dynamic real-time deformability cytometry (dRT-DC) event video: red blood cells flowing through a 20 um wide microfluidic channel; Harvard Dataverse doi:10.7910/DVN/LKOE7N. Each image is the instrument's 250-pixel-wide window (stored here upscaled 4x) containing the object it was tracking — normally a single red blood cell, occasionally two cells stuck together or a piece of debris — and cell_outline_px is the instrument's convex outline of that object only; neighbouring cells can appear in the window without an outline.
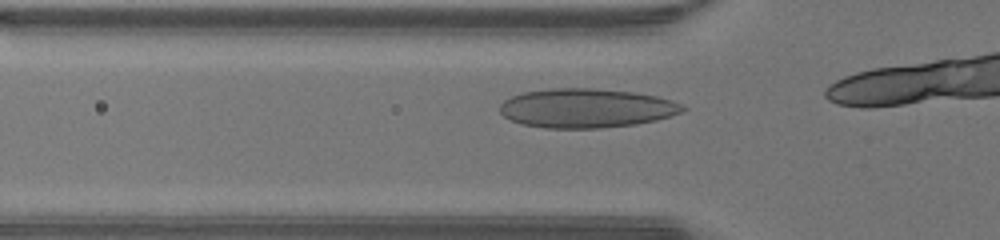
{"species": "human", "species_latin": "Homo sapiens", "temperature_condition": "warm", "stored_images_in_passage": 10, "camera_frame_rate_fps": 3000, "um_per_image_px": 0.085, "donor": {"sex": "male"}, "frame": {"image": 1, "passage_image": 6, "time_ms": 1.667, "image_size_px": [1000, 240], "cell_outline_px": [[688, 108], [680, 112], [656, 120], [636, 124], [600, 128], [544, 128], [520, 124], [504, 116], [500, 112], [500, 104], [504, 100], [512, 96], [524, 92], [552, 88], [596, 88], [632, 92], [656, 96], [672, 100]], "centroid_in_image_um": [49.81, 9.19], "position_along_channel_um": 76.0, "area_um2": 41.67}}
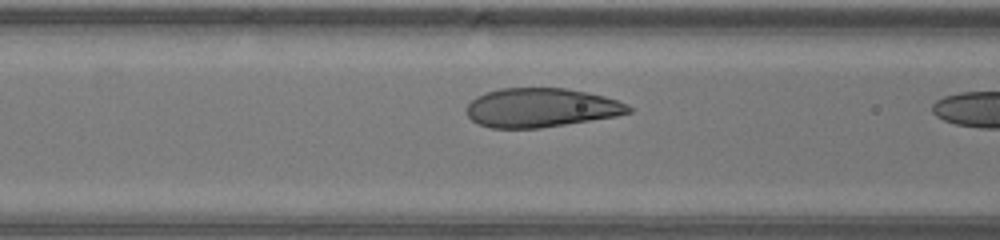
{"frame": {"image": 2, "passage_image": 9, "time_ms": 2.667, "image_size_px": [1000, 240], "cell_outline_px": [[632, 112], [616, 116], [540, 128], [492, 128], [476, 124], [468, 116], [468, 104], [476, 96], [484, 92], [500, 88], [564, 88], [604, 96], [628, 104], [632, 108]], "centroid_in_image_um": [45.97, 9.15], "position_along_channel_um": 120.6, "area_um2": 36.76}}